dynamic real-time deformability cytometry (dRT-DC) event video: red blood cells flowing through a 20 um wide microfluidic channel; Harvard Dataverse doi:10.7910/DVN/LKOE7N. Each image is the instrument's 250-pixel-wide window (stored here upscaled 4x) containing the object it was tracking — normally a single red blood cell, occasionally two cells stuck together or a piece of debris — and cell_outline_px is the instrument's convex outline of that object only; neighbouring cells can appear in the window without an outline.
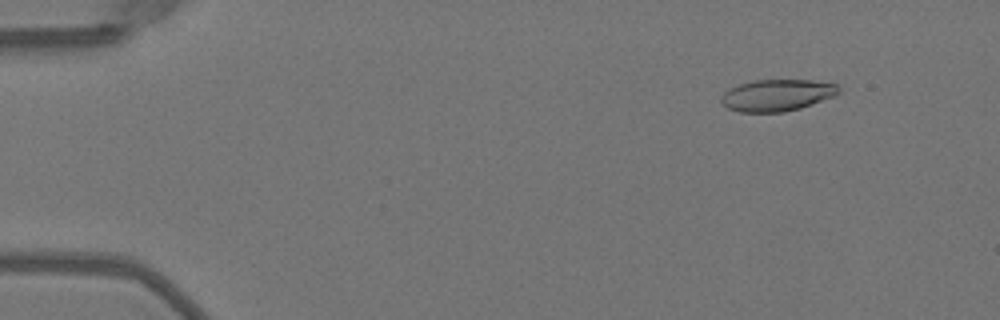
{"species": "Egyptian fruit bat (a non-hibernating species)", "species_latin": "Rousettus aegyptiacus", "temperature_condition": "warm", "stored_images_in_passage": 51, "camera_frame_rate_fps": 3000, "um_per_image_px": 0.085, "animal": {"sex": "female"}, "frame": {"image": 1, "passage_image": 6, "time_ms": 1.667, "image_size_px": [1000, 320], "cell_outline_px": [[840, 92], [836, 96], [800, 108], [784, 112], [740, 112], [728, 108], [720, 104], [720, 96], [728, 88], [752, 80], [812, 80], [836, 84], [840, 88]], "centroid_in_image_um": [66.03, 8.09], "position_along_channel_um": 19.0, "area_um2": 21.96}}
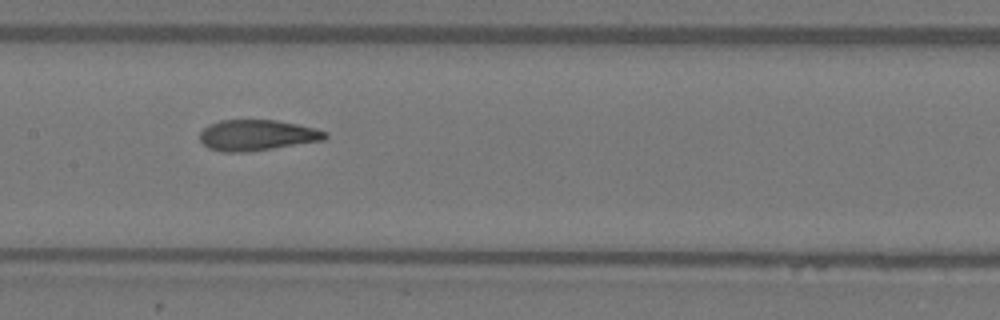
{"frame": {"image": 2, "passage_image": 26, "time_ms": 8.333, "image_size_px": [1000, 320], "cell_outline_px": [[328, 136], [324, 140], [248, 152], [220, 152], [208, 148], [200, 140], [200, 132], [208, 124], [220, 120], [276, 120], [316, 128], [328, 132]], "centroid_in_image_um": [21.84, 11.49], "position_along_channel_um": 185.6, "area_um2": 22.6}}
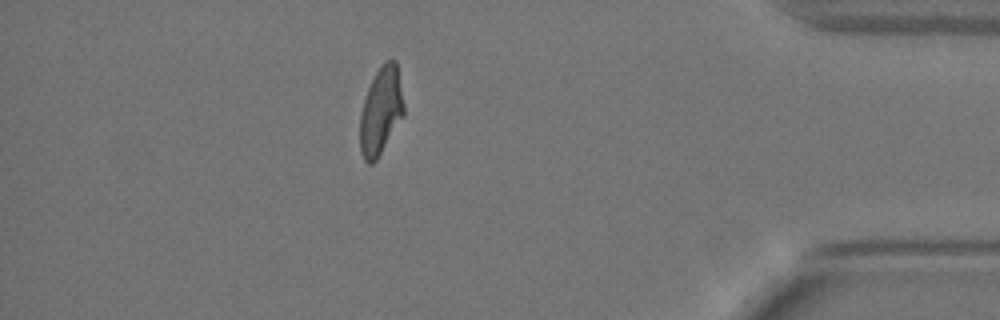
{"frame": {"image": 3, "passage_image": 45, "time_ms": 14.667, "image_size_px": [1000, 320], "cell_outline_px": [[404, 116], [376, 160], [372, 164], [368, 164], [364, 160], [360, 152], [360, 112], [368, 88], [380, 64], [384, 60], [392, 56], [396, 60], [404, 104]], "centroid_in_image_um": [32.38, 9.4], "position_along_channel_um": 402.8, "area_um2": 22.6}, "authors_computed_cell_mechanics": {"area_um2": 22.9466, "velocity_mm_per_s": 4.0548, "shape_relaxation_time_tau1_ms": 4.8545, "shape_relaxation_time_tau2_ms": 1.4784, "deformation_change_tau1": 0.2133, "deformation_change_tau2": 0.0936}}